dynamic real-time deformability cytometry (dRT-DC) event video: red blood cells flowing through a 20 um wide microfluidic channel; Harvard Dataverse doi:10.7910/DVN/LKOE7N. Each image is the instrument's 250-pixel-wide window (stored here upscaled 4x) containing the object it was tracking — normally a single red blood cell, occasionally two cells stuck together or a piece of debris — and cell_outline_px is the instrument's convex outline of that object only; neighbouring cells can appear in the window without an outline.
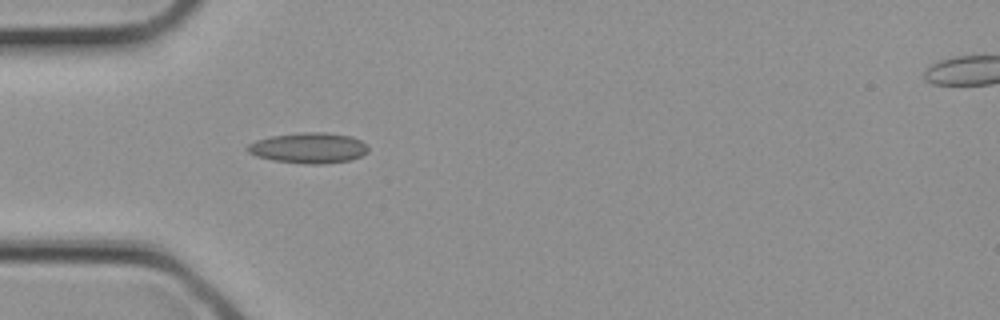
{"species": "common noctule bat (a hibernating species)", "species_latin": "Nyctalus noctula", "temperature_condition": "cold", "stored_images_in_passage": 3, "camera_frame_rate_fps": 3000, "um_per_image_px": 0.085, "animal": {"sex": "female", "body_mass_g": 21.9}, "frame": {"image": 1, "passage_image": 2, "time_ms": 0.333, "image_size_px": [1000, 320], "cell_outline_px": [[368, 152], [352, 160], [324, 164], [304, 164], [272, 160], [256, 156], [248, 152], [244, 148], [248, 144], [256, 140], [272, 136], [304, 132], [324, 132], [352, 136], [368, 144]], "centroid_in_image_um": [26.25, 12.58], "position_along_channel_um": 58.8, "area_um2": 21.73}}